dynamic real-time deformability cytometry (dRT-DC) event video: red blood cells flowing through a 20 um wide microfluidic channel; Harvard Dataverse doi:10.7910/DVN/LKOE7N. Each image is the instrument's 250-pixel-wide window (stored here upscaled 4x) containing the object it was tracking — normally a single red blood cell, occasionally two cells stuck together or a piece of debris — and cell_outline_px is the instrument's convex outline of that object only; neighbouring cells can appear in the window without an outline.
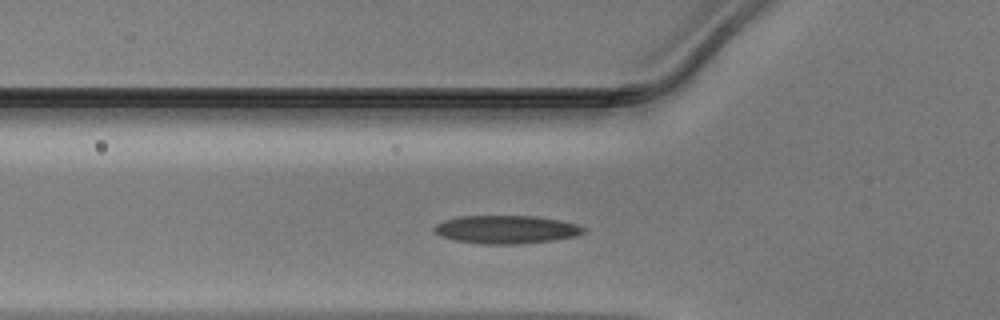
{"species": "Egyptian fruit bat (a non-hibernating species)", "species_latin": "Rousettus aegyptiacus", "temperature_condition": "warm", "stored_images_in_passage": 33, "camera_frame_rate_fps": 3000, "um_per_image_px": 0.085, "animal": {"sex": "male"}, "frame": {"image": 1, "passage_image": 10, "time_ms": 3.0, "image_size_px": [1000, 320], "cell_outline_px": [[584, 232], [576, 236], [556, 240], [520, 244], [480, 244], [452, 240], [440, 236], [432, 228], [436, 224], [444, 220], [460, 216], [532, 216], [560, 220], [576, 224], [584, 228]], "centroid_in_image_um": [43.0, 19.51], "position_along_channel_um": 82.8, "area_um2": 24.62}}
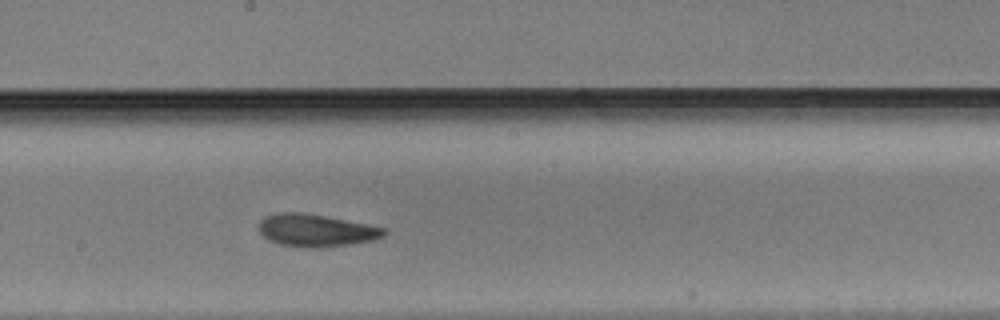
{"frame": {"image": 2, "passage_image": 20, "time_ms": 6.333, "image_size_px": [1000, 320], "cell_outline_px": [[388, 232], [384, 236], [372, 240], [352, 244], [312, 248], [308, 248], [280, 244], [268, 240], [260, 232], [260, 220], [264, 216], [276, 212], [300, 212], [324, 216], [368, 224], [388, 228]], "centroid_in_image_um": [26.88, 19.58], "position_along_channel_um": 221.3, "area_um2": 23.7}}
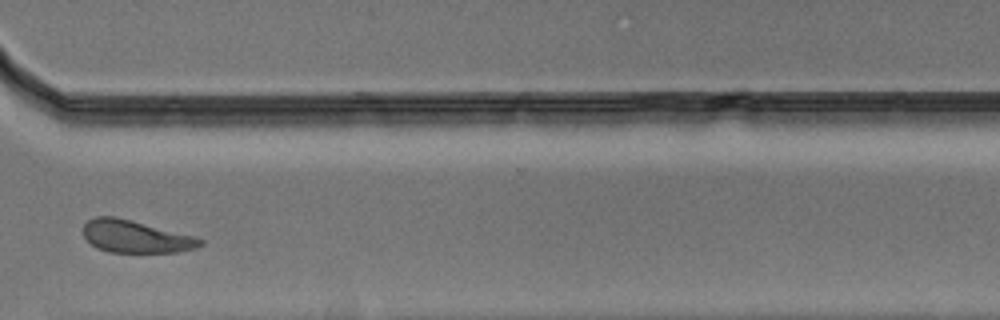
{"frame": {"image": 3, "passage_image": 30, "time_ms": 9.667, "image_size_px": [1000, 320], "cell_outline_px": [[204, 244], [196, 248], [176, 252], [108, 252], [96, 248], [84, 236], [84, 224], [88, 220], [96, 216], [112, 216], [192, 236], [204, 240]], "centroid_in_image_um": [11.5, 20.13], "position_along_channel_um": 359.1, "area_um2": 21.56}}